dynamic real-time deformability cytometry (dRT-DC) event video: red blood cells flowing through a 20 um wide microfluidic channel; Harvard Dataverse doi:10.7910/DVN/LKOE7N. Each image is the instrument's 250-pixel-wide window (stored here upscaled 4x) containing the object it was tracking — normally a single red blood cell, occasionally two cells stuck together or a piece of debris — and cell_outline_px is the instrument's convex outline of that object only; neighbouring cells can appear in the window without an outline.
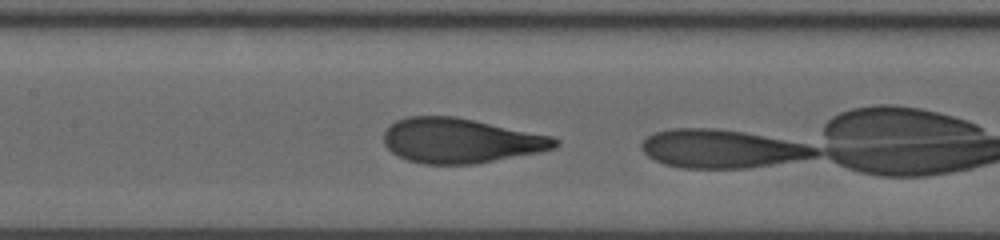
{"species": "human", "species_latin": "Homo sapiens", "temperature_condition": "room temperature", "stored_images_in_passage": 6, "camera_frame_rate_fps": 3000, "um_per_image_px": 0.085, "donor": {"sex": "male"}, "frame": {"image": 1, "passage_image": 5, "time_ms": 2.667, "image_size_px": [1000, 240], "cell_outline_px": [[560, 144], [556, 148], [540, 152], [476, 164], [424, 164], [408, 160], [392, 152], [384, 144], [384, 132], [396, 120], [408, 116], [456, 116], [552, 136], [560, 140]], "centroid_in_image_um": [39.18, 11.95], "position_along_channel_um": 168.2, "area_um2": 44.8}}